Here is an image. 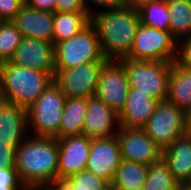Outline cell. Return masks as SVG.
I'll use <instances>...</instances> for the list:
<instances>
[{
  "instance_id": "cell-1",
  "label": "cell",
  "mask_w": 191,
  "mask_h": 190,
  "mask_svg": "<svg viewBox=\"0 0 191 190\" xmlns=\"http://www.w3.org/2000/svg\"><path fill=\"white\" fill-rule=\"evenodd\" d=\"M15 169L27 190L50 188L58 181V139L28 135L16 149Z\"/></svg>"
},
{
  "instance_id": "cell-2",
  "label": "cell",
  "mask_w": 191,
  "mask_h": 190,
  "mask_svg": "<svg viewBox=\"0 0 191 190\" xmlns=\"http://www.w3.org/2000/svg\"><path fill=\"white\" fill-rule=\"evenodd\" d=\"M90 24L98 35L104 57L120 60L132 50L140 18L138 10L123 6L92 13Z\"/></svg>"
},
{
  "instance_id": "cell-3",
  "label": "cell",
  "mask_w": 191,
  "mask_h": 190,
  "mask_svg": "<svg viewBox=\"0 0 191 190\" xmlns=\"http://www.w3.org/2000/svg\"><path fill=\"white\" fill-rule=\"evenodd\" d=\"M52 82L50 73L10 61L0 64V99L26 110Z\"/></svg>"
},
{
  "instance_id": "cell-4",
  "label": "cell",
  "mask_w": 191,
  "mask_h": 190,
  "mask_svg": "<svg viewBox=\"0 0 191 190\" xmlns=\"http://www.w3.org/2000/svg\"><path fill=\"white\" fill-rule=\"evenodd\" d=\"M66 96L53 81L27 109L28 132L36 137H56L64 111ZM31 130V131H30Z\"/></svg>"
},
{
  "instance_id": "cell-5",
  "label": "cell",
  "mask_w": 191,
  "mask_h": 190,
  "mask_svg": "<svg viewBox=\"0 0 191 190\" xmlns=\"http://www.w3.org/2000/svg\"><path fill=\"white\" fill-rule=\"evenodd\" d=\"M119 61L125 67L130 88L148 94L158 101L167 100L169 74L174 62L130 58H123Z\"/></svg>"
},
{
  "instance_id": "cell-6",
  "label": "cell",
  "mask_w": 191,
  "mask_h": 190,
  "mask_svg": "<svg viewBox=\"0 0 191 190\" xmlns=\"http://www.w3.org/2000/svg\"><path fill=\"white\" fill-rule=\"evenodd\" d=\"M55 69L76 67L94 61H108L91 24L68 40L54 45Z\"/></svg>"
},
{
  "instance_id": "cell-7",
  "label": "cell",
  "mask_w": 191,
  "mask_h": 190,
  "mask_svg": "<svg viewBox=\"0 0 191 190\" xmlns=\"http://www.w3.org/2000/svg\"><path fill=\"white\" fill-rule=\"evenodd\" d=\"M142 129L164 150L177 138L187 134V112L168 100L159 101Z\"/></svg>"
},
{
  "instance_id": "cell-8",
  "label": "cell",
  "mask_w": 191,
  "mask_h": 190,
  "mask_svg": "<svg viewBox=\"0 0 191 190\" xmlns=\"http://www.w3.org/2000/svg\"><path fill=\"white\" fill-rule=\"evenodd\" d=\"M178 40L170 31L139 24L130 54L126 58L175 62Z\"/></svg>"
},
{
  "instance_id": "cell-9",
  "label": "cell",
  "mask_w": 191,
  "mask_h": 190,
  "mask_svg": "<svg viewBox=\"0 0 191 190\" xmlns=\"http://www.w3.org/2000/svg\"><path fill=\"white\" fill-rule=\"evenodd\" d=\"M107 61H94L66 69H55L53 81L66 98L95 96L99 73Z\"/></svg>"
},
{
  "instance_id": "cell-10",
  "label": "cell",
  "mask_w": 191,
  "mask_h": 190,
  "mask_svg": "<svg viewBox=\"0 0 191 190\" xmlns=\"http://www.w3.org/2000/svg\"><path fill=\"white\" fill-rule=\"evenodd\" d=\"M129 89L124 65L119 60H108L100 70L95 96L119 113Z\"/></svg>"
},
{
  "instance_id": "cell-11",
  "label": "cell",
  "mask_w": 191,
  "mask_h": 190,
  "mask_svg": "<svg viewBox=\"0 0 191 190\" xmlns=\"http://www.w3.org/2000/svg\"><path fill=\"white\" fill-rule=\"evenodd\" d=\"M116 137L122 160L150 165L162 159L163 149L142 128L120 126Z\"/></svg>"
},
{
  "instance_id": "cell-12",
  "label": "cell",
  "mask_w": 191,
  "mask_h": 190,
  "mask_svg": "<svg viewBox=\"0 0 191 190\" xmlns=\"http://www.w3.org/2000/svg\"><path fill=\"white\" fill-rule=\"evenodd\" d=\"M91 140L85 135L58 139V181L86 170Z\"/></svg>"
},
{
  "instance_id": "cell-13",
  "label": "cell",
  "mask_w": 191,
  "mask_h": 190,
  "mask_svg": "<svg viewBox=\"0 0 191 190\" xmlns=\"http://www.w3.org/2000/svg\"><path fill=\"white\" fill-rule=\"evenodd\" d=\"M121 160L120 145L116 136L95 138L91 140L86 170L110 185Z\"/></svg>"
},
{
  "instance_id": "cell-14",
  "label": "cell",
  "mask_w": 191,
  "mask_h": 190,
  "mask_svg": "<svg viewBox=\"0 0 191 190\" xmlns=\"http://www.w3.org/2000/svg\"><path fill=\"white\" fill-rule=\"evenodd\" d=\"M120 127L118 113L96 96L87 98L83 133L88 138L116 136Z\"/></svg>"
},
{
  "instance_id": "cell-15",
  "label": "cell",
  "mask_w": 191,
  "mask_h": 190,
  "mask_svg": "<svg viewBox=\"0 0 191 190\" xmlns=\"http://www.w3.org/2000/svg\"><path fill=\"white\" fill-rule=\"evenodd\" d=\"M11 63L55 75L54 43L23 37Z\"/></svg>"
},
{
  "instance_id": "cell-16",
  "label": "cell",
  "mask_w": 191,
  "mask_h": 190,
  "mask_svg": "<svg viewBox=\"0 0 191 190\" xmlns=\"http://www.w3.org/2000/svg\"><path fill=\"white\" fill-rule=\"evenodd\" d=\"M28 135L27 110L0 99V141L19 146Z\"/></svg>"
},
{
  "instance_id": "cell-17",
  "label": "cell",
  "mask_w": 191,
  "mask_h": 190,
  "mask_svg": "<svg viewBox=\"0 0 191 190\" xmlns=\"http://www.w3.org/2000/svg\"><path fill=\"white\" fill-rule=\"evenodd\" d=\"M12 21L23 37L53 42V13L36 10L25 3Z\"/></svg>"
},
{
  "instance_id": "cell-18",
  "label": "cell",
  "mask_w": 191,
  "mask_h": 190,
  "mask_svg": "<svg viewBox=\"0 0 191 190\" xmlns=\"http://www.w3.org/2000/svg\"><path fill=\"white\" fill-rule=\"evenodd\" d=\"M158 100L130 88L124 107L118 113L120 126L143 128L155 111Z\"/></svg>"
},
{
  "instance_id": "cell-19",
  "label": "cell",
  "mask_w": 191,
  "mask_h": 190,
  "mask_svg": "<svg viewBox=\"0 0 191 190\" xmlns=\"http://www.w3.org/2000/svg\"><path fill=\"white\" fill-rule=\"evenodd\" d=\"M162 159L177 182L191 179V135L177 138L162 152Z\"/></svg>"
},
{
  "instance_id": "cell-20",
  "label": "cell",
  "mask_w": 191,
  "mask_h": 190,
  "mask_svg": "<svg viewBox=\"0 0 191 190\" xmlns=\"http://www.w3.org/2000/svg\"><path fill=\"white\" fill-rule=\"evenodd\" d=\"M167 100L187 113L191 110V71L175 63L170 69Z\"/></svg>"
},
{
  "instance_id": "cell-21",
  "label": "cell",
  "mask_w": 191,
  "mask_h": 190,
  "mask_svg": "<svg viewBox=\"0 0 191 190\" xmlns=\"http://www.w3.org/2000/svg\"><path fill=\"white\" fill-rule=\"evenodd\" d=\"M90 24L88 12H54L53 43L65 41L81 32Z\"/></svg>"
},
{
  "instance_id": "cell-22",
  "label": "cell",
  "mask_w": 191,
  "mask_h": 190,
  "mask_svg": "<svg viewBox=\"0 0 191 190\" xmlns=\"http://www.w3.org/2000/svg\"><path fill=\"white\" fill-rule=\"evenodd\" d=\"M86 109L87 98H66L60 122V131L55 138L82 135Z\"/></svg>"
},
{
  "instance_id": "cell-23",
  "label": "cell",
  "mask_w": 191,
  "mask_h": 190,
  "mask_svg": "<svg viewBox=\"0 0 191 190\" xmlns=\"http://www.w3.org/2000/svg\"><path fill=\"white\" fill-rule=\"evenodd\" d=\"M148 165L121 160L110 188L113 190L142 189L147 179Z\"/></svg>"
},
{
  "instance_id": "cell-24",
  "label": "cell",
  "mask_w": 191,
  "mask_h": 190,
  "mask_svg": "<svg viewBox=\"0 0 191 190\" xmlns=\"http://www.w3.org/2000/svg\"><path fill=\"white\" fill-rule=\"evenodd\" d=\"M170 12V32L180 41L191 36V0H166Z\"/></svg>"
},
{
  "instance_id": "cell-25",
  "label": "cell",
  "mask_w": 191,
  "mask_h": 190,
  "mask_svg": "<svg viewBox=\"0 0 191 190\" xmlns=\"http://www.w3.org/2000/svg\"><path fill=\"white\" fill-rule=\"evenodd\" d=\"M140 24L170 31V12L166 0H156L138 9Z\"/></svg>"
},
{
  "instance_id": "cell-26",
  "label": "cell",
  "mask_w": 191,
  "mask_h": 190,
  "mask_svg": "<svg viewBox=\"0 0 191 190\" xmlns=\"http://www.w3.org/2000/svg\"><path fill=\"white\" fill-rule=\"evenodd\" d=\"M52 190H108L110 185L88 170L74 174L63 181L55 182Z\"/></svg>"
},
{
  "instance_id": "cell-27",
  "label": "cell",
  "mask_w": 191,
  "mask_h": 190,
  "mask_svg": "<svg viewBox=\"0 0 191 190\" xmlns=\"http://www.w3.org/2000/svg\"><path fill=\"white\" fill-rule=\"evenodd\" d=\"M176 184L167 164L161 159L148 165L147 179L142 190H174Z\"/></svg>"
},
{
  "instance_id": "cell-28",
  "label": "cell",
  "mask_w": 191,
  "mask_h": 190,
  "mask_svg": "<svg viewBox=\"0 0 191 190\" xmlns=\"http://www.w3.org/2000/svg\"><path fill=\"white\" fill-rule=\"evenodd\" d=\"M23 36L13 21L0 22V64L13 58Z\"/></svg>"
},
{
  "instance_id": "cell-29",
  "label": "cell",
  "mask_w": 191,
  "mask_h": 190,
  "mask_svg": "<svg viewBox=\"0 0 191 190\" xmlns=\"http://www.w3.org/2000/svg\"><path fill=\"white\" fill-rule=\"evenodd\" d=\"M0 190H27L20 182L15 168L0 167Z\"/></svg>"
},
{
  "instance_id": "cell-30",
  "label": "cell",
  "mask_w": 191,
  "mask_h": 190,
  "mask_svg": "<svg viewBox=\"0 0 191 190\" xmlns=\"http://www.w3.org/2000/svg\"><path fill=\"white\" fill-rule=\"evenodd\" d=\"M174 63L183 70L191 71V36L178 41Z\"/></svg>"
},
{
  "instance_id": "cell-31",
  "label": "cell",
  "mask_w": 191,
  "mask_h": 190,
  "mask_svg": "<svg viewBox=\"0 0 191 190\" xmlns=\"http://www.w3.org/2000/svg\"><path fill=\"white\" fill-rule=\"evenodd\" d=\"M24 4L25 0H0L1 21H12Z\"/></svg>"
},
{
  "instance_id": "cell-32",
  "label": "cell",
  "mask_w": 191,
  "mask_h": 190,
  "mask_svg": "<svg viewBox=\"0 0 191 190\" xmlns=\"http://www.w3.org/2000/svg\"><path fill=\"white\" fill-rule=\"evenodd\" d=\"M83 3L90 15L96 11L125 6L124 0H83Z\"/></svg>"
},
{
  "instance_id": "cell-33",
  "label": "cell",
  "mask_w": 191,
  "mask_h": 190,
  "mask_svg": "<svg viewBox=\"0 0 191 190\" xmlns=\"http://www.w3.org/2000/svg\"><path fill=\"white\" fill-rule=\"evenodd\" d=\"M18 146H10L7 142L0 141V167L15 168L16 149Z\"/></svg>"
},
{
  "instance_id": "cell-34",
  "label": "cell",
  "mask_w": 191,
  "mask_h": 190,
  "mask_svg": "<svg viewBox=\"0 0 191 190\" xmlns=\"http://www.w3.org/2000/svg\"><path fill=\"white\" fill-rule=\"evenodd\" d=\"M56 12H87L83 0H56Z\"/></svg>"
},
{
  "instance_id": "cell-35",
  "label": "cell",
  "mask_w": 191,
  "mask_h": 190,
  "mask_svg": "<svg viewBox=\"0 0 191 190\" xmlns=\"http://www.w3.org/2000/svg\"><path fill=\"white\" fill-rule=\"evenodd\" d=\"M25 3L36 10L43 12H56V0H25Z\"/></svg>"
},
{
  "instance_id": "cell-36",
  "label": "cell",
  "mask_w": 191,
  "mask_h": 190,
  "mask_svg": "<svg viewBox=\"0 0 191 190\" xmlns=\"http://www.w3.org/2000/svg\"><path fill=\"white\" fill-rule=\"evenodd\" d=\"M124 1H125V6L138 10L144 4H148L156 0H124Z\"/></svg>"
},
{
  "instance_id": "cell-37",
  "label": "cell",
  "mask_w": 191,
  "mask_h": 190,
  "mask_svg": "<svg viewBox=\"0 0 191 190\" xmlns=\"http://www.w3.org/2000/svg\"><path fill=\"white\" fill-rule=\"evenodd\" d=\"M174 190H191L190 182H177Z\"/></svg>"
},
{
  "instance_id": "cell-38",
  "label": "cell",
  "mask_w": 191,
  "mask_h": 190,
  "mask_svg": "<svg viewBox=\"0 0 191 190\" xmlns=\"http://www.w3.org/2000/svg\"><path fill=\"white\" fill-rule=\"evenodd\" d=\"M187 119H188V131H187V133L191 135V110L187 113Z\"/></svg>"
},
{
  "instance_id": "cell-39",
  "label": "cell",
  "mask_w": 191,
  "mask_h": 190,
  "mask_svg": "<svg viewBox=\"0 0 191 190\" xmlns=\"http://www.w3.org/2000/svg\"><path fill=\"white\" fill-rule=\"evenodd\" d=\"M28 190H52L51 188H34V189H28Z\"/></svg>"
}]
</instances>
